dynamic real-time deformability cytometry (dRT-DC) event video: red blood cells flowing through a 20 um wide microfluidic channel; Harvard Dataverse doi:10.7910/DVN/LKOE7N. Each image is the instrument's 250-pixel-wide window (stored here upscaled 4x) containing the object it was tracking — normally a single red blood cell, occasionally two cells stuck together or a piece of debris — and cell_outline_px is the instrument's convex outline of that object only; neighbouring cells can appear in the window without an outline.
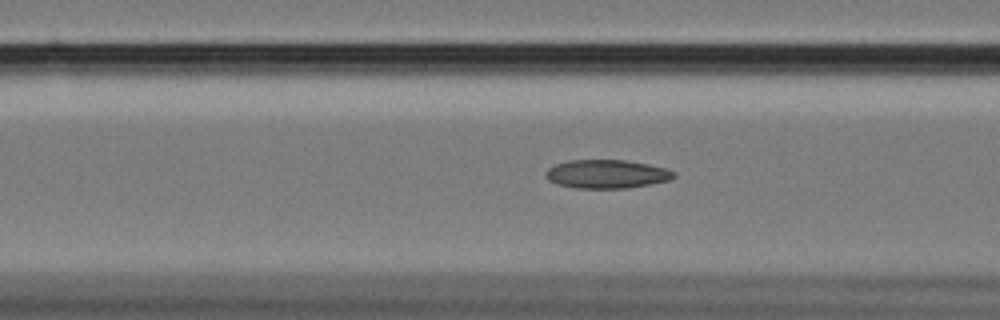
{"species": "Egyptian fruit bat (a non-hibernating species)", "species_latin": "Rousettus aegyptiacus", "temperature_condition": "cold", "stored_images_in_passage": 51, "camera_frame_rate_fps": 3000, "um_per_image_px": 0.085, "animal": {"sex": "female"}, "frame": {"image": 1, "passage_image": 19, "time_ms": 6.0, "image_size_px": [1000, 320], "cell_outline_px": [[676, 176], [668, 180], [648, 184], [624, 188], [576, 188], [556, 184], [548, 180], [544, 176], [544, 172], [548, 168], [556, 164], [568, 160], [624, 160], [648, 164], [668, 168], [676, 172]], "centroid_in_image_um": [51.54, 14.78], "position_along_channel_um": 115.1, "area_um2": 21.39}}
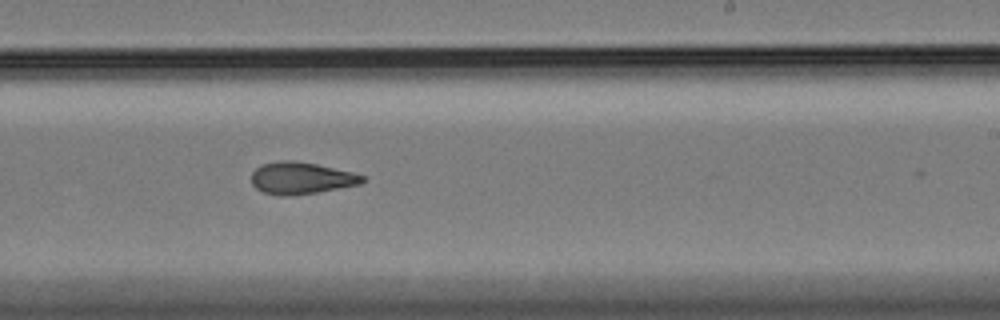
{"frame": {"image": 2, "passage_image": 32, "time_ms": 10.333, "image_size_px": [1000, 320], "cell_outline_px": [[364, 180], [360, 184], [316, 192], [292, 196], [280, 196], [264, 192], [256, 188], [252, 184], [252, 172], [260, 164], [280, 160], [292, 160], [316, 164], [352, 172], [364, 176]], "centroid_in_image_um": [25.56, 15.13], "position_along_channel_um": 263.4, "area_um2": 20.58}}
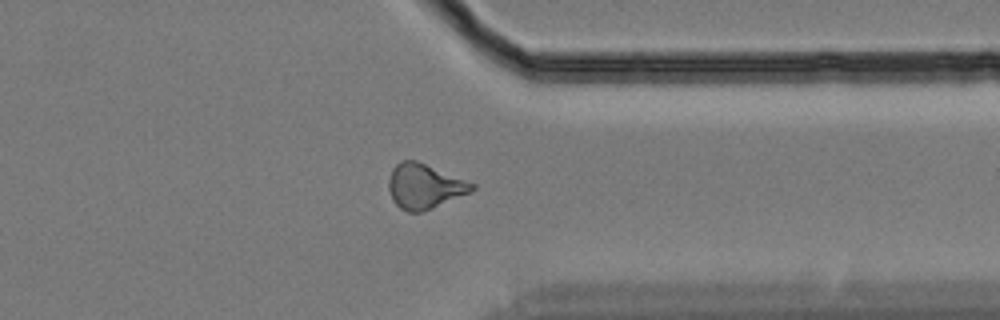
{"frame": {"image": 3, "passage_image": 42, "time_ms": 13.667, "image_size_px": [1000, 320], "cell_outline_px": [[476, 188], [472, 192], [432, 208], [420, 212], [408, 212], [400, 208], [392, 200], [388, 188], [388, 180], [392, 168], [400, 160], [416, 160], [476, 184]], "centroid_in_image_um": [36.07, 15.83], "position_along_channel_um": 375.3, "area_um2": 21.85}}